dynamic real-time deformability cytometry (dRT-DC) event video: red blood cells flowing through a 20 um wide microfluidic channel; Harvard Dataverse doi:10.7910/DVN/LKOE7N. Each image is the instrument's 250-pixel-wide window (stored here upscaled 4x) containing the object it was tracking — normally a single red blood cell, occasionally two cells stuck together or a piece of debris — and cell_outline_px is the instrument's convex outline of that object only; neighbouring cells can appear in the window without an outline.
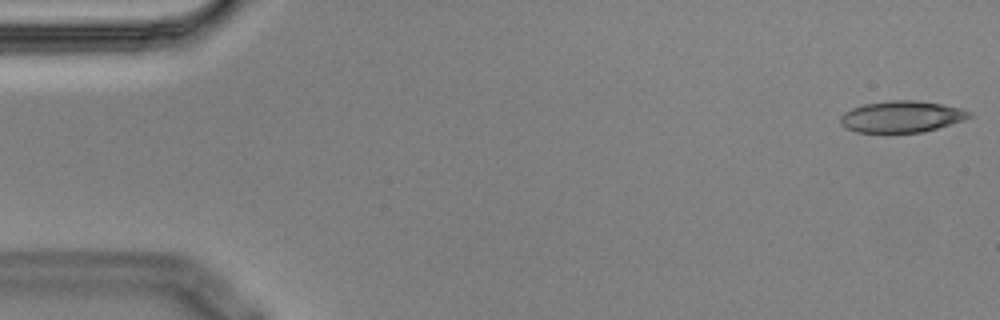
{"species": "Egyptian fruit bat (a non-hibernating species)", "species_latin": "Rousettus aegyptiacus", "temperature_condition": "cold", "stored_images_in_passage": 4, "camera_frame_rate_fps": 3000, "um_per_image_px": 0.085, "animal": {"sex": "male"}, "frame": {"image": 1, "passage_image": 1, "time_ms": 0.0, "image_size_px": [1000, 320], "cell_outline_px": [[972, 116], [964, 120], [924, 132], [856, 132], [840, 124], [840, 116], [844, 112], [852, 108], [864, 104], [888, 100], [912, 100], [944, 104], [960, 108], [972, 112]], "centroid_in_image_um": [76.65, 9.91], "position_along_channel_um": 8.4, "area_um2": 23.64}}
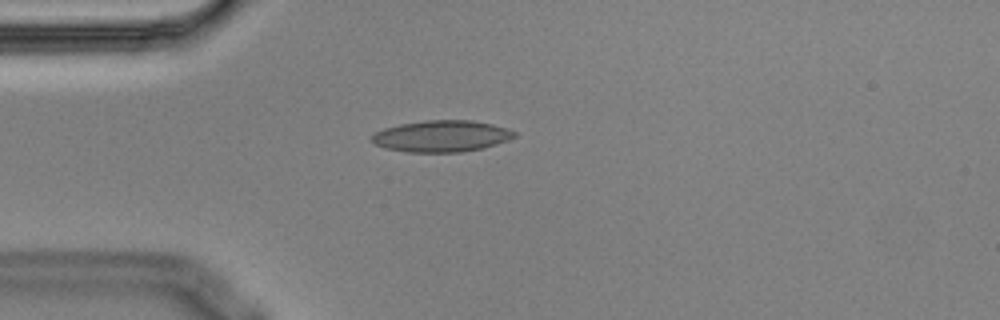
{"frame": {"image": 2, "passage_image": 4, "time_ms": 1.0, "image_size_px": [1000, 320], "cell_outline_px": [[516, 136], [508, 140], [484, 148], [460, 152], [404, 152], [384, 148], [376, 144], [372, 140], [372, 136], [376, 132], [384, 128], [400, 124], [424, 120], [472, 120], [492, 124], [508, 128], [516, 132]], "centroid_in_image_um": [37.55, 11.57], "position_along_channel_um": 47.5, "area_um2": 26.24}}